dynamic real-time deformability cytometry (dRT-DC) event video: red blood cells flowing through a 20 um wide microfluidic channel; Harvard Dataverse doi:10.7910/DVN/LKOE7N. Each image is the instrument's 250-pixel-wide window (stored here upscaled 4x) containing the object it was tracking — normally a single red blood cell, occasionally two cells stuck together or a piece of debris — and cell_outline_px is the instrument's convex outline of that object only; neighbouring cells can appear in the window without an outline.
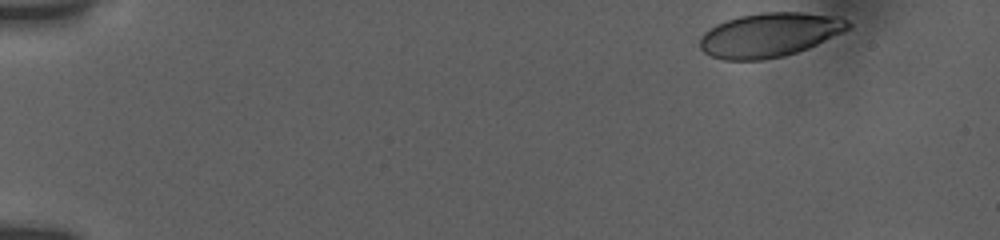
{"species": "human", "species_latin": "Homo sapiens", "temperature_condition": "room temperature", "stored_images_in_passage": 45, "camera_frame_rate_fps": 3000, "um_per_image_px": 0.085, "donor": {"sex": "female"}, "frame": {"image": 1, "passage_image": 1, "time_ms": 0.0, "image_size_px": [1000, 240], "cell_outline_px": [[852, 28], [844, 32], [808, 48], [784, 56], [764, 60], [724, 60], [712, 56], [704, 52], [700, 48], [700, 36], [704, 32], [716, 24], [740, 16], [760, 12], [800, 12], [840, 16], [848, 20], [852, 24]], "centroid_in_image_um": [65.45, 2.96], "position_along_channel_um": 19.5, "area_um2": 38.38}}
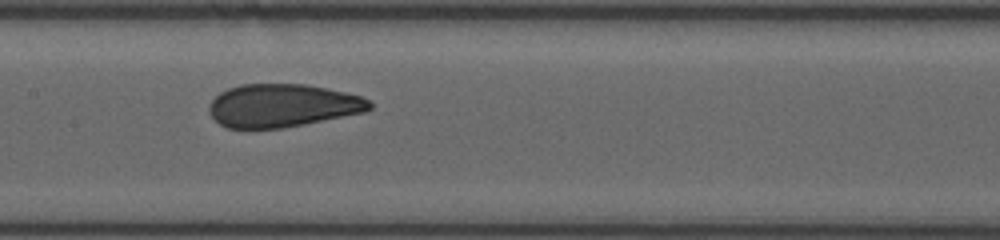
{"frame": {"image": 2, "passage_image": 24, "time_ms": 7.667, "image_size_px": [1000, 240], "cell_outline_px": [[372, 108], [364, 112], [284, 128], [228, 128], [220, 124], [212, 116], [208, 108], [208, 104], [220, 92], [228, 88], [240, 84], [308, 84], [344, 92], [360, 96], [372, 100]], "centroid_in_image_um": [24.01, 8.96], "position_along_channel_um": 183.4, "area_um2": 40.29}}
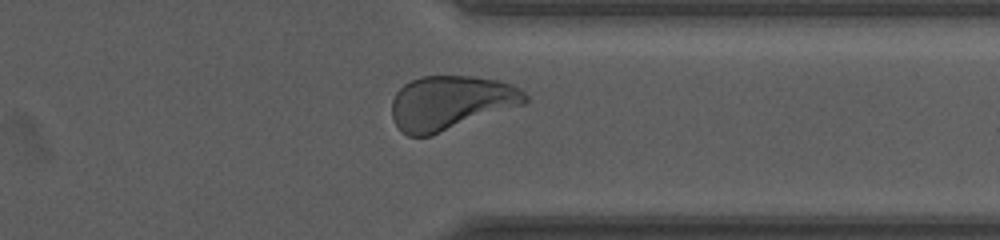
{"frame": {"image": 3, "passage_image": 39, "time_ms": 12.667, "image_size_px": [1000, 240], "cell_outline_px": [[528, 100], [524, 104], [432, 136], [408, 136], [400, 132], [392, 120], [392, 100], [396, 92], [404, 84], [412, 80], [424, 76], [472, 76], [496, 80], [512, 84], [520, 88], [528, 96]], "centroid_in_image_um": [38.29, 8.75], "position_along_channel_um": 373.1, "area_um2": 42.31}}